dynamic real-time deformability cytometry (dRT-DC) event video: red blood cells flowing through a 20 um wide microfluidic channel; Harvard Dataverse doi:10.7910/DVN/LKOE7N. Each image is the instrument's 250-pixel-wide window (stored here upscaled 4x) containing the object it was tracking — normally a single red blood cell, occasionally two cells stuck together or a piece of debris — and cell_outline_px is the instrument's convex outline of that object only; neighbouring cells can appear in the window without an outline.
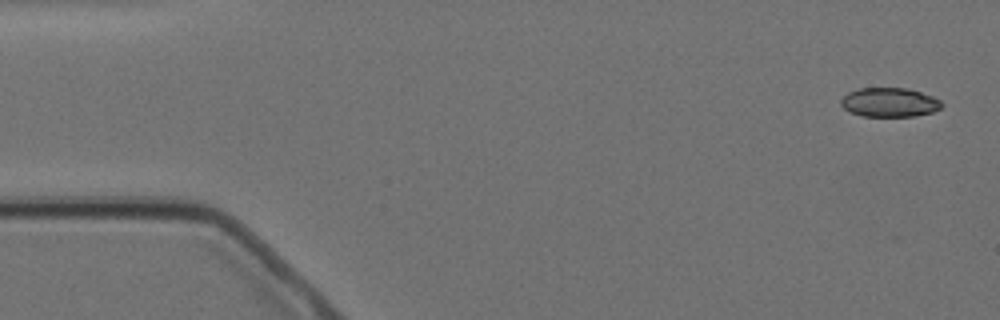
{"species": "Egyptian fruit bat (a non-hibernating species)", "species_latin": "Rousettus aegyptiacus", "temperature_condition": "cold", "stored_images_in_passage": 5, "segment_of_instrument_passage": [1, 2], "camera_frame_rate_fps": 3000, "um_per_image_px": 0.085, "animal": {"sex": "female"}, "frame": {"image": 1, "passage_image": 1, "time_ms": 0.0, "image_size_px": [1000, 320], "cell_outline_px": [[944, 104], [940, 108], [932, 112], [916, 116], [864, 116], [852, 112], [844, 108], [840, 104], [840, 100], [848, 92], [860, 88], [908, 88], [932, 96], [940, 100]], "centroid_in_image_um": [75.62, 8.69], "position_along_channel_um": 9.4, "area_um2": 17.05}}